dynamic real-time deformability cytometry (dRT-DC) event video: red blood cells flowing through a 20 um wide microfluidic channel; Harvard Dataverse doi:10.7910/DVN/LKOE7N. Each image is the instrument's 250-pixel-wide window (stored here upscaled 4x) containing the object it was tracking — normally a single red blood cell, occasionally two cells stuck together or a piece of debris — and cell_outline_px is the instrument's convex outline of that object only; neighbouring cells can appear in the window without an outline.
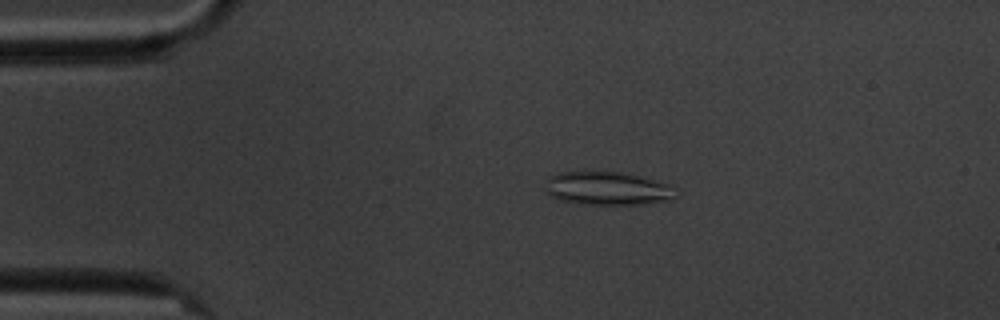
{"species": "common noctule bat (a hibernating species)", "species_latin": "Nyctalus noctula", "temperature_condition": "cold", "stored_images_in_passage": 6, "camera_frame_rate_fps": 3000, "um_per_image_px": 0.085, "animal": {"sex": "male", "body_mass_g": 20.1, "forearm_length_mm": 53.5}, "frame": {"image": 1, "passage_image": 3, "time_ms": 2.333, "image_size_px": [1000, 320], "cell_outline_px": [[676, 196], [668, 200], [644, 204], [580, 204], [560, 200], [552, 196], [548, 192], [548, 176], [560, 172], [584, 168], [620, 172], [668, 184]], "centroid_in_image_um": [51.54, 15.97], "position_along_channel_um": 33.5, "area_um2": 25.55}}
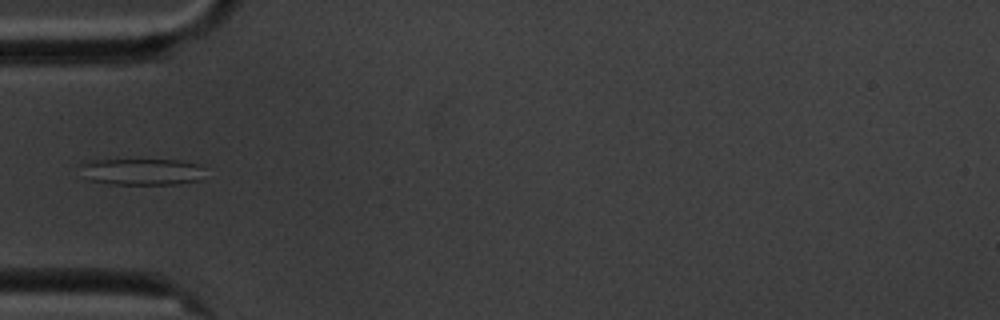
{"frame": {"image": 2, "passage_image": 5, "time_ms": 4.667, "image_size_px": [1000, 320], "cell_outline_px": [[204, 168], [200, 180], [176, 184], [108, 184], [88, 180], [80, 164], [88, 160], [180, 160], [200, 164]], "centroid_in_image_um": [12.08, 14.59], "position_along_channel_um": 72.9, "area_um2": 19.31}}